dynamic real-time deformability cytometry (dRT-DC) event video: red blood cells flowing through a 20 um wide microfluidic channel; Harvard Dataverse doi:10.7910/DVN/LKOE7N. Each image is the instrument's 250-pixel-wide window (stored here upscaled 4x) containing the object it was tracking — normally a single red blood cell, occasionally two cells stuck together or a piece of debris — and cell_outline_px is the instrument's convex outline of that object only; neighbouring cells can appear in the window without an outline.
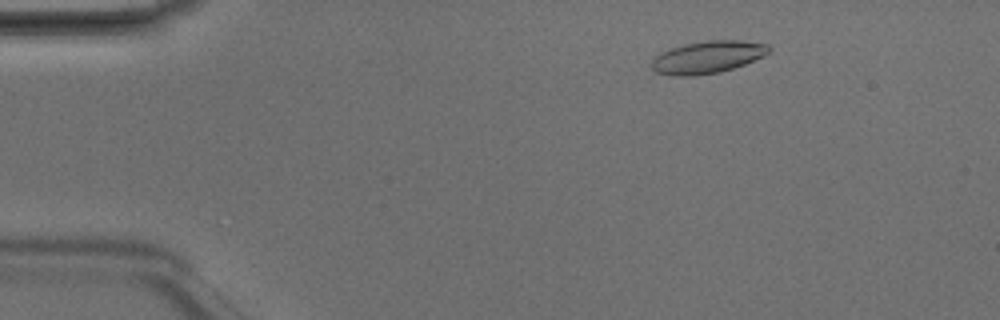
{"species": "Egyptian fruit bat (a non-hibernating species)", "species_latin": "Rousettus aegyptiacus", "temperature_condition": "room temperature", "stored_images_in_passage": 4, "camera_frame_rate_fps": 3000, "um_per_image_px": 0.085, "animal": {"sex": "male"}, "frame": {"image": 1, "passage_image": 2, "time_ms": 0.333, "image_size_px": [1000, 320], "cell_outline_px": [[772, 48], [764, 56], [744, 64], [720, 72], [692, 76], [676, 76], [656, 72], [652, 68], [652, 60], [656, 56], [672, 48], [684, 44], [708, 40], [740, 40], [768, 44]], "centroid_in_image_um": [60.18, 4.85], "position_along_channel_um": 24.8, "area_um2": 21.91}}
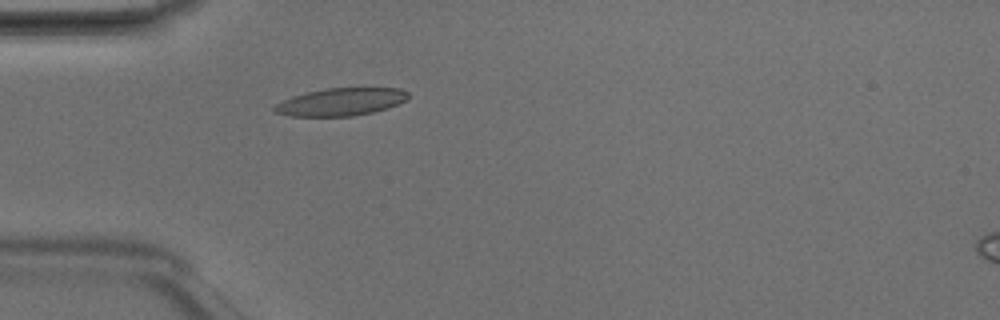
{"frame": {"image": 2, "passage_image": 4, "time_ms": 1.0, "image_size_px": [1000, 320], "cell_outline_px": [[408, 100], [388, 108], [372, 112], [352, 116], [288, 116], [276, 112], [272, 108], [276, 104], [292, 96], [324, 88], [400, 88], [408, 92]], "centroid_in_image_um": [28.99, 8.66], "position_along_channel_um": 56.0, "area_um2": 21.5}}